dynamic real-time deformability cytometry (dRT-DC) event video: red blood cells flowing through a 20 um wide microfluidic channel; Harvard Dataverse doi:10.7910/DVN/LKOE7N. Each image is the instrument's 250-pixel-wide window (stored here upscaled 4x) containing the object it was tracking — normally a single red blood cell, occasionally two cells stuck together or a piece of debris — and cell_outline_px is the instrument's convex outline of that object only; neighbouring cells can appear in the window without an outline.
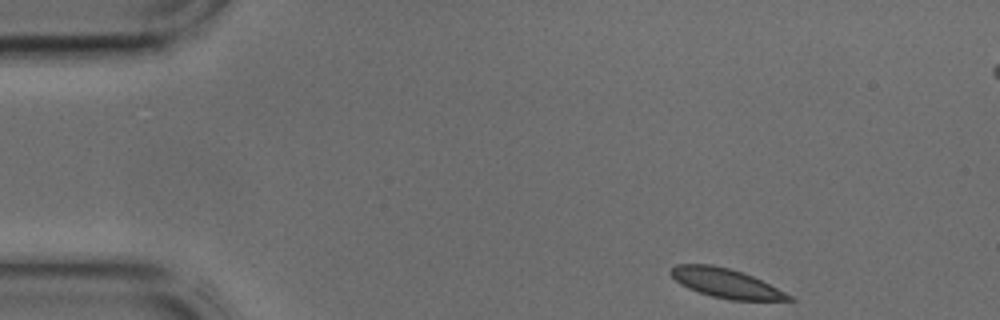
{"species": "common noctule bat (a hibernating species)", "species_latin": "Nyctalus noctula", "temperature_condition": "cold", "stored_images_in_passage": 40, "segment_of_instrument_passage": [1, 2], "camera_frame_rate_fps": 3000, "um_per_image_px": 0.085, "animal": {"sex": "male", "body_mass_g": 17.9, "forearm_length_mm": 54.2}, "frame": {"image": 1, "passage_image": 1, "time_ms": 0.0, "image_size_px": [1000, 320], "cell_outline_px": [[796, 300], [732, 300], [712, 296], [688, 288], [680, 284], [668, 272], [676, 264], [708, 264], [728, 268], [752, 276], [792, 296]], "centroid_in_image_um": [61.66, 24.07], "position_along_channel_um": 23.3, "area_um2": 19.65}}
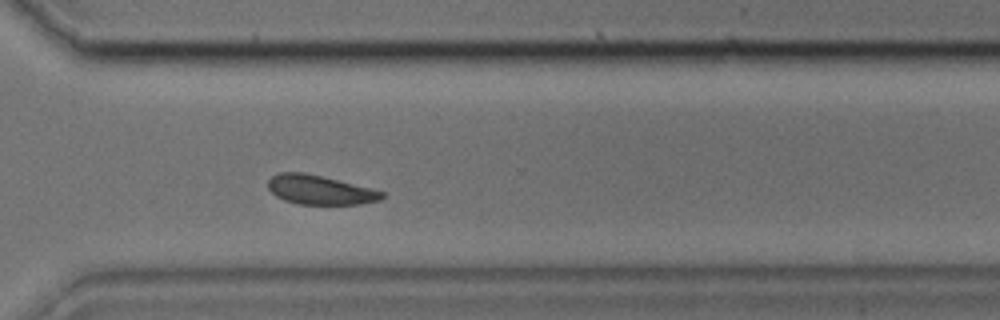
{"frame": {"image": 2, "passage_image": 27, "time_ms": 8.667, "image_size_px": [1000, 320], "cell_outline_px": [[384, 196], [380, 200], [360, 204], [296, 204], [284, 200], [276, 196], [268, 188], [268, 180], [272, 176], [280, 172], [304, 172], [384, 192]], "centroid_in_image_um": [27.14, 16.15], "position_along_channel_um": 343.5, "area_um2": 19.07}}
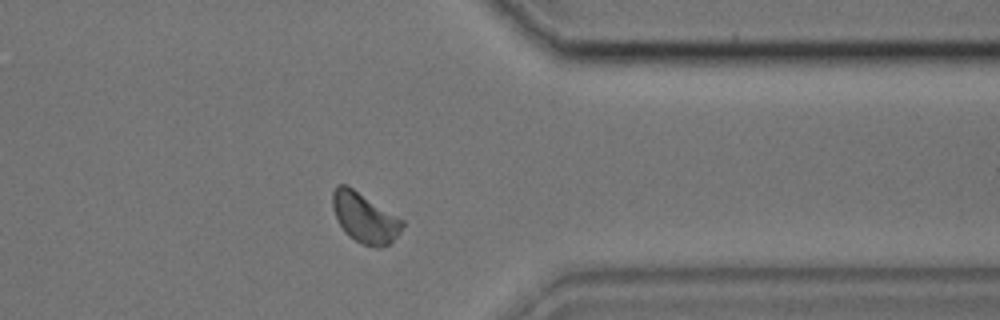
{"frame": {"image": 3, "passage_image": 30, "time_ms": 9.667, "image_size_px": [1000, 320], "cell_outline_px": [[404, 224], [400, 232], [388, 244], [380, 248], [376, 248], [364, 244], [348, 236], [344, 232], [332, 208], [332, 192], [336, 184], [344, 184], [352, 188], [404, 220]], "centroid_in_image_um": [30.98, 18.51], "position_along_channel_um": 380.4, "area_um2": 20.06}}